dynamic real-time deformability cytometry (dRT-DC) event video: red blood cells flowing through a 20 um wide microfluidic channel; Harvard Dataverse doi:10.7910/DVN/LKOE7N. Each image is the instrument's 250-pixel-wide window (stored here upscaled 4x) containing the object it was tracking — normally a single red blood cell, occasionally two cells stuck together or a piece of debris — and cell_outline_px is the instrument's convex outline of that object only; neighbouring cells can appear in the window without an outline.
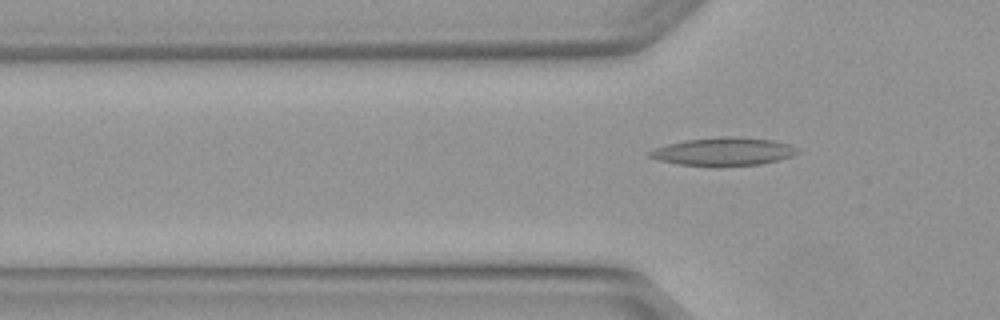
{"species": "Egyptian fruit bat (a non-hibernating species)", "species_latin": "Rousettus aegyptiacus", "temperature_condition": "warm", "stored_images_in_passage": 4, "camera_frame_rate_fps": 3000, "um_per_image_px": 0.085, "animal": {"sex": "female"}, "frame": {"image": 1, "passage_image": 4, "time_ms": 1.0, "image_size_px": [1000, 320], "cell_outline_px": [[800, 152], [792, 156], [780, 160], [760, 164], [676, 164], [660, 160], [648, 156], [648, 152], [656, 148], [668, 144], [684, 140], [720, 136], [736, 136], [772, 140], [788, 144], [796, 148]], "centroid_in_image_um": [61.52, 12.85], "position_along_channel_um": 64.3, "area_um2": 23.52}}